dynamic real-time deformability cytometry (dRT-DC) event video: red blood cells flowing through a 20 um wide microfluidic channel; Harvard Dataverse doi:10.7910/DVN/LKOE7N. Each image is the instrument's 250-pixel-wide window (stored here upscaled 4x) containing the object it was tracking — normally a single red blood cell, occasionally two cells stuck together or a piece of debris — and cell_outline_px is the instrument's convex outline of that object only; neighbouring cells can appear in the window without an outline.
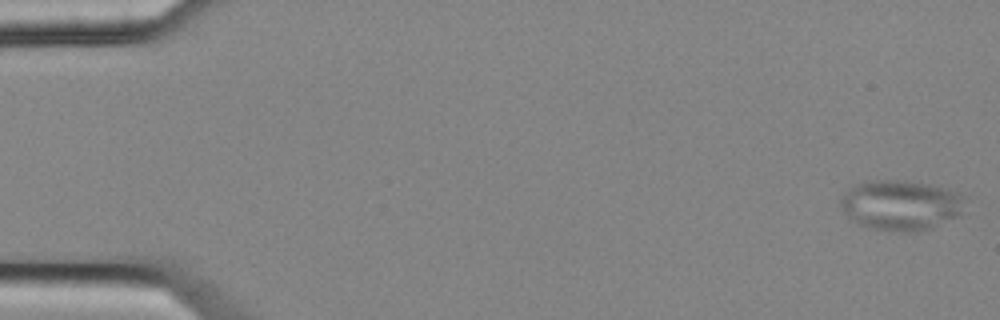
{"species": "common noctule bat (a hibernating species)", "species_latin": "Nyctalus noctula", "temperature_condition": "cold", "stored_images_in_passage": 4, "camera_frame_rate_fps": 3000, "um_per_image_px": 0.085, "animal": {"sex": "female", "body_mass_g": 25.1}, "frame": {"image": 1, "passage_image": 1, "time_ms": 0.0, "image_size_px": [1000, 320], "cell_outline_px": [[968, 196], [960, 216], [928, 228], [916, 232], [904, 232], [872, 228], [860, 224], [852, 220], [840, 208], [840, 200], [848, 188], [856, 184], [868, 180], [908, 180], [928, 184], [944, 188]], "centroid_in_image_um": [76.59, 17.42], "position_along_channel_um": 8.4, "area_um2": 36.59}}